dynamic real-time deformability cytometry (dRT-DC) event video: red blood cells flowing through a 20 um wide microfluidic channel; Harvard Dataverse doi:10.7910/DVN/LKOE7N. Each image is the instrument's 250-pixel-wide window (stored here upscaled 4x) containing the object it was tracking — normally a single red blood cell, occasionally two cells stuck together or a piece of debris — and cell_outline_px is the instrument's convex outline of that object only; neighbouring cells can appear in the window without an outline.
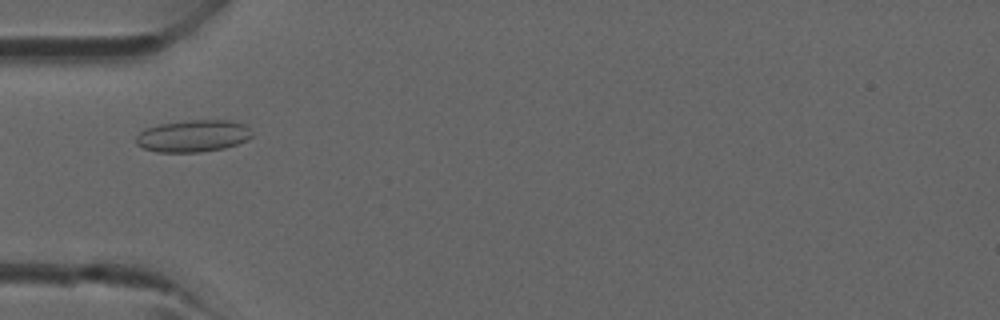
{"species": "common noctule bat (a hibernating species)", "species_latin": "Nyctalus noctula", "temperature_condition": "room temperature", "stored_images_in_passage": 41, "camera_frame_rate_fps": 3000, "um_per_image_px": 0.085, "animal": {"sex": "male", "forearm_length_mm": 52.5}, "frame": {"image": 1, "passage_image": 13, "time_ms": 4.0, "image_size_px": [1000, 320], "cell_outline_px": [[252, 136], [248, 140], [224, 148], [200, 152], [156, 152], [144, 148], [136, 144], [136, 136], [144, 128], [160, 124], [184, 120], [228, 120], [244, 124], [252, 132]], "centroid_in_image_um": [16.4, 11.55], "position_along_channel_um": 68.6, "area_um2": 21.73}}
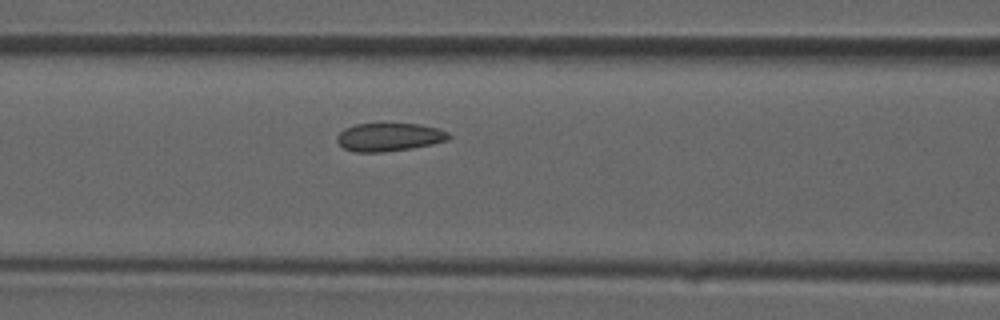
{"frame": {"image": 2, "passage_image": 17, "time_ms": 5.333, "image_size_px": [1000, 320], "cell_outline_px": [[452, 136], [448, 140], [432, 144], [412, 148], [380, 152], [352, 152], [344, 148], [336, 140], [336, 136], [344, 128], [356, 124], [380, 120], [384, 120], [420, 124], [436, 128], [448, 132]], "centroid_in_image_um": [33.05, 11.59], "position_along_channel_um": 133.5, "area_um2": 19.31}}
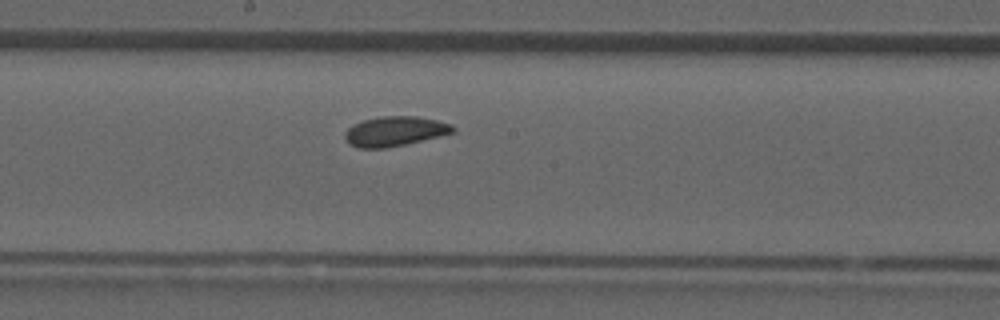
{"frame": {"image": 3, "passage_image": 22, "time_ms": 7.0, "image_size_px": [1000, 320], "cell_outline_px": [[456, 128], [452, 132], [440, 136], [404, 144], [384, 148], [360, 148], [348, 144], [344, 136], [344, 132], [352, 124], [364, 120], [380, 116], [416, 116], [436, 120], [452, 124]], "centroid_in_image_um": [33.53, 11.15], "position_along_channel_um": 214.7, "area_um2": 18.67}}